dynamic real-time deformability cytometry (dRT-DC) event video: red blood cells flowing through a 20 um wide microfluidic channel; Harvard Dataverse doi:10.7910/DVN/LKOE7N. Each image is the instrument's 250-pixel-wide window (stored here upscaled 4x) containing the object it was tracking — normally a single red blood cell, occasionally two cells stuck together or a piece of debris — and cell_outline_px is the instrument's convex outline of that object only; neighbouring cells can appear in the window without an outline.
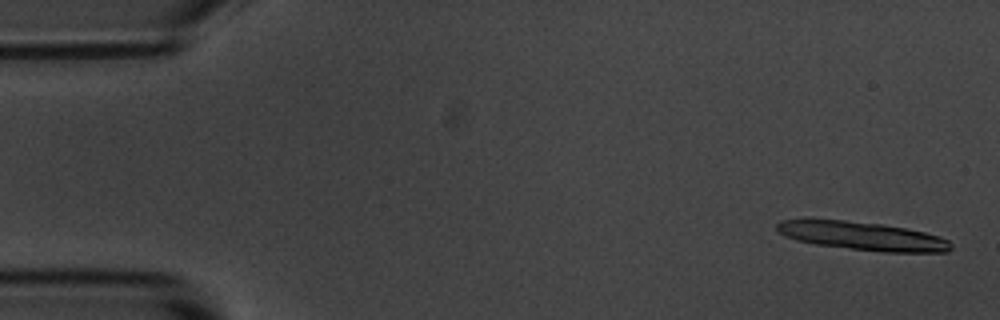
{"species": "common noctule bat (a hibernating species)", "species_latin": "Nyctalus noctula", "temperature_condition": "room temperature", "stored_images_in_passage": 6, "camera_frame_rate_fps": 3000, "um_per_image_px": 0.085, "animal": {"sex": "male", "body_mass_g": 20.1, "forearm_length_mm": 53.5}, "frame": {"image": 1, "passage_image": 1, "time_ms": 0.0, "image_size_px": [1000, 320], "cell_outline_px": [[952, 248], [948, 252], [884, 252], [816, 244], [796, 240], [780, 232], [776, 228], [776, 224], [780, 220], [844, 220], [884, 224], [924, 232], [940, 236], [948, 240], [952, 244]], "centroid_in_image_um": [73.38, 20.06], "position_along_channel_um": 11.6, "area_um2": 28.5}}
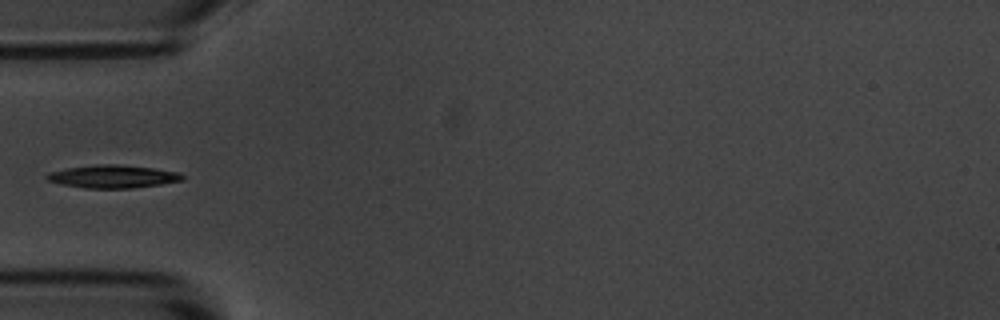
{"frame": {"image": 2, "passage_image": 5, "time_ms": 5.333, "image_size_px": [1000, 320], "cell_outline_px": [[184, 180], [160, 184], [132, 188], [84, 188], [60, 184], [48, 180], [44, 176], [48, 172], [68, 168], [96, 164], [116, 164], [152, 168], [180, 172], [184, 176]], "centroid_in_image_um": [9.58, 15.0], "position_along_channel_um": 75.4, "area_um2": 18.09}}